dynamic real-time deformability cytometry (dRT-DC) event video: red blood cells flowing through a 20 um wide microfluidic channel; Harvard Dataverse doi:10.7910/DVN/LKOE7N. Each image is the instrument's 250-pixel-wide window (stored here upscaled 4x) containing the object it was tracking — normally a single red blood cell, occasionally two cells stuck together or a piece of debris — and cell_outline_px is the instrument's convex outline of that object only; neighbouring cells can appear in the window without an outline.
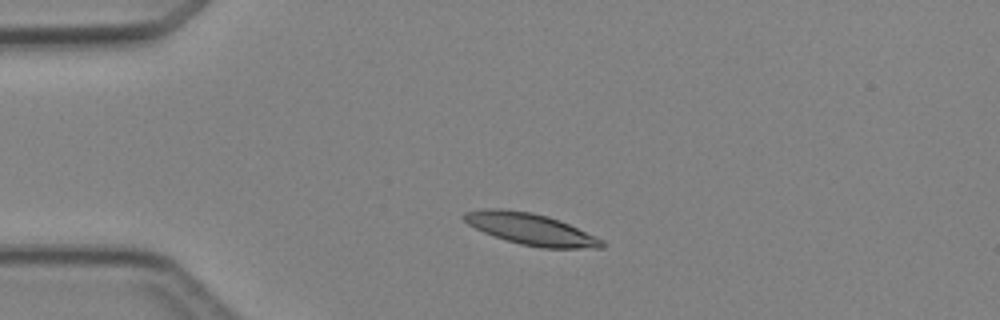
{"species": "Egyptian fruit bat (a non-hibernating species)", "species_latin": "Rousettus aegyptiacus", "temperature_condition": "cold", "stored_images_in_passage": 2, "camera_frame_rate_fps": 3000, "um_per_image_px": 0.085, "animal": {"sex": "female"}, "frame": {"image": 1, "passage_image": 1, "time_ms": 0.0, "image_size_px": [1000, 320], "cell_outline_px": [[604, 248], [540, 248], [520, 244], [484, 232], [468, 224], [460, 216], [464, 212], [484, 208], [504, 208], [532, 212], [548, 216], [560, 220], [604, 240]], "centroid_in_image_um": [45.1, 19.46], "position_along_channel_um": 39.9, "area_um2": 25.37}}